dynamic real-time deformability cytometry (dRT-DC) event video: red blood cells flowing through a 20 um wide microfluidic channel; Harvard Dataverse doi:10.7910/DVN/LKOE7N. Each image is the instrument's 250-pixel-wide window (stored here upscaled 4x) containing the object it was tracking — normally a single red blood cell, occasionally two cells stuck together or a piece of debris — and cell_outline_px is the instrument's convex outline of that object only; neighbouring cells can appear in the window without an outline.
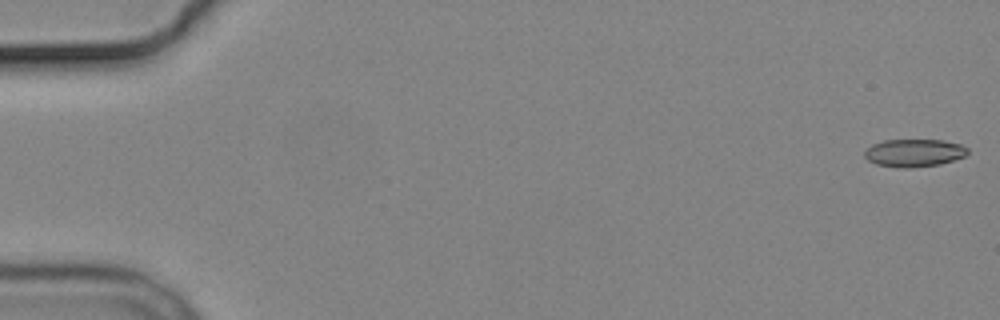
{"species": "common noctule bat (a hibernating species)", "species_latin": "Nyctalus noctula", "temperature_condition": "cold", "stored_images_in_passage": 6, "camera_frame_rate_fps": 3000, "um_per_image_px": 0.085, "animal": {"sex": "male", "body_mass_g": 19.2, "forearm_length_mm": 51.8}, "frame": {"image": 1, "passage_image": 1, "time_ms": 0.0, "image_size_px": [1000, 320], "cell_outline_px": [[968, 152], [964, 156], [940, 164], [908, 168], [904, 168], [876, 164], [868, 160], [864, 156], [864, 152], [872, 144], [884, 140], [944, 140], [960, 144], [968, 148]], "centroid_in_image_um": [77.69, 12.99], "position_along_channel_um": 7.3, "area_um2": 16.53}}
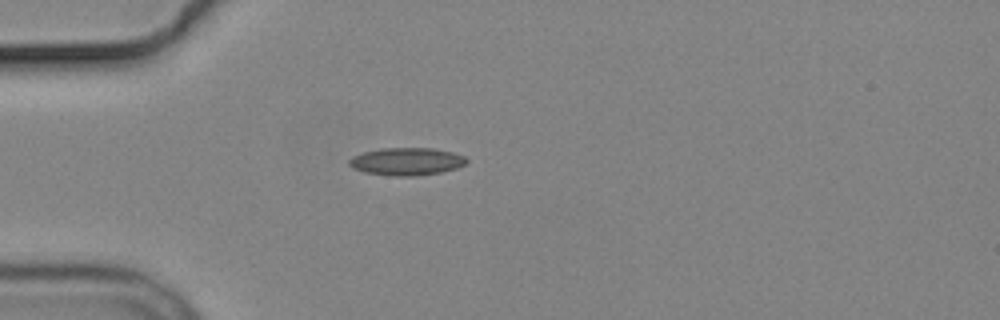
{"frame": {"image": 2, "passage_image": 5, "time_ms": 5.0, "image_size_px": [1000, 320], "cell_outline_px": [[468, 160], [464, 164], [456, 168], [440, 172], [416, 176], [392, 176], [364, 172], [352, 168], [348, 164], [348, 160], [352, 156], [364, 152], [384, 148], [432, 148], [452, 152], [464, 156]], "centroid_in_image_um": [34.53, 13.73], "position_along_channel_um": 50.5, "area_um2": 18.84}}